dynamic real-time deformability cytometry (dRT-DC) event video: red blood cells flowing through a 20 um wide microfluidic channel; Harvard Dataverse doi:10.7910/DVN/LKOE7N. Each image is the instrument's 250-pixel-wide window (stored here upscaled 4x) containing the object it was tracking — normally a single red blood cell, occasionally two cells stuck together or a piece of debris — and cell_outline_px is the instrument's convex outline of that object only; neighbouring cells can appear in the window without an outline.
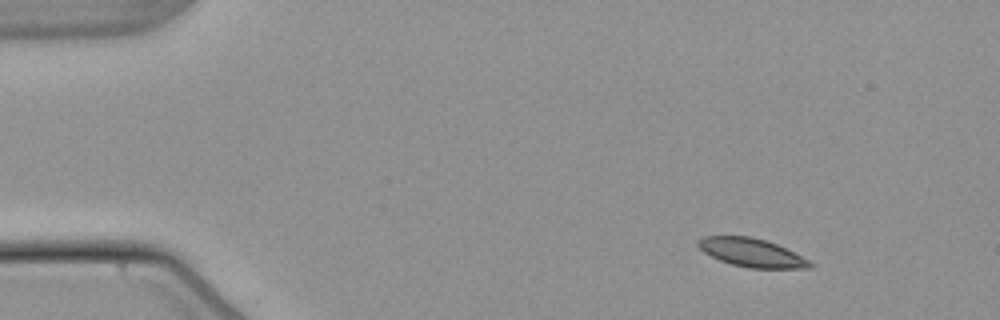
{"species": "common noctule bat (a hibernating species)", "species_latin": "Nyctalus noctula", "temperature_condition": "warm", "stored_images_in_passage": 49, "camera_frame_rate_fps": 3000, "um_per_image_px": 0.085, "animal": {"sex": "male", "body_mass_g": 21.5, "forearm_length_mm": 52.0}, "frame": {"image": 1, "passage_image": 1, "time_ms": 0.0, "image_size_px": [1000, 320], "cell_outline_px": [[816, 264], [812, 268], [748, 268], [732, 264], [720, 260], [704, 252], [696, 244], [696, 240], [704, 236], [752, 236], [776, 244]], "centroid_in_image_um": [63.87, 21.47], "position_along_channel_um": 21.1, "area_um2": 18.38}}
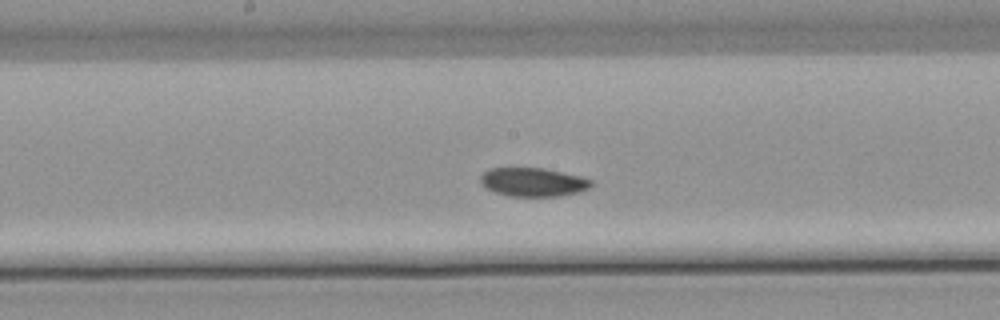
{"frame": {"image": 2, "passage_image": 23, "time_ms": 7.333, "image_size_px": [1000, 320], "cell_outline_px": [[592, 184], [588, 188], [580, 192], [560, 196], [512, 196], [496, 192], [480, 184], [480, 176], [488, 168], [544, 168], [580, 176], [592, 180]], "centroid_in_image_um": [45.31, 15.47], "position_along_channel_um": 202.9, "area_um2": 18.44}}
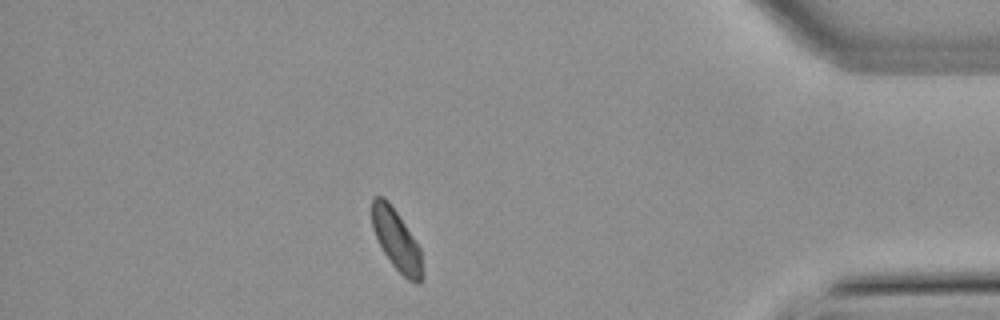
{"frame": {"image": 3, "passage_image": 42, "time_ms": 13.667, "image_size_px": [1000, 320], "cell_outline_px": [[424, 276], [420, 284], [416, 284], [408, 280], [392, 264], [384, 252], [372, 228], [372, 196], [384, 196], [388, 200], [420, 248], [424, 272]], "centroid_in_image_um": [33.72, 20.43], "position_along_channel_um": 401.5, "area_um2": 17.74}}